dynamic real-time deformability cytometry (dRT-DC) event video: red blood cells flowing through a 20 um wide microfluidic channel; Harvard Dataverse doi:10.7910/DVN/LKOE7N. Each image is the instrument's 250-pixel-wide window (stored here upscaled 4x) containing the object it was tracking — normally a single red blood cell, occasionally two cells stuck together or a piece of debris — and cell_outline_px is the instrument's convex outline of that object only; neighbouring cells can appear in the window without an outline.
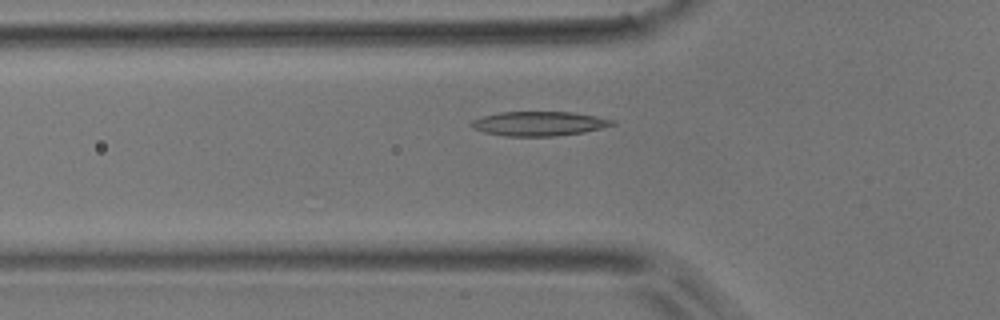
{"species": "common noctule bat (a hibernating species)", "species_latin": "Nyctalus noctula", "temperature_condition": "room temperature", "stored_images_in_passage": 37, "camera_frame_rate_fps": 3000, "um_per_image_px": 0.085, "animal": {"sex": "male", "body_mass_g": 17.9}, "frame": {"image": 1, "passage_image": 6, "time_ms": 1.667, "image_size_px": [1000, 320], "cell_outline_px": [[616, 124], [584, 132], [556, 136], [504, 136], [484, 132], [472, 128], [468, 124], [472, 120], [484, 116], [500, 112], [572, 112], [596, 116], [616, 120]], "centroid_in_image_um": [45.81, 10.51], "position_along_channel_um": 80.0, "area_um2": 20.06}}
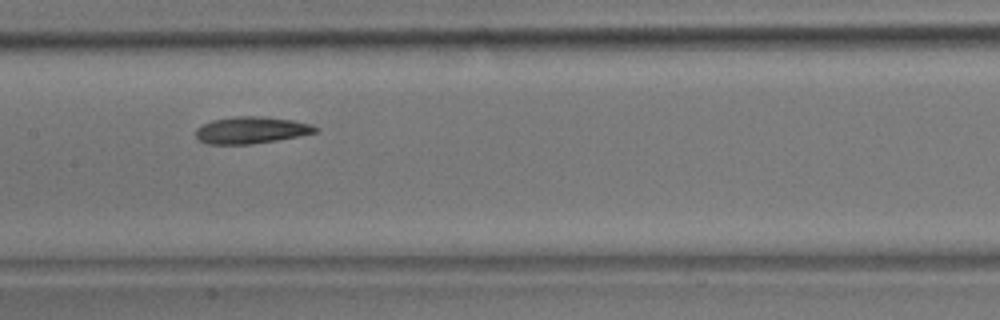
{"frame": {"image": 2, "passage_image": 14, "time_ms": 4.333, "image_size_px": [1000, 320], "cell_outline_px": [[320, 128], [316, 132], [300, 136], [252, 144], [208, 144], [200, 140], [196, 136], [196, 128], [212, 120], [236, 116], [264, 116], [292, 120], [312, 124]], "centroid_in_image_um": [21.38, 11.05], "position_along_channel_um": 186.0, "area_um2": 18.73}}
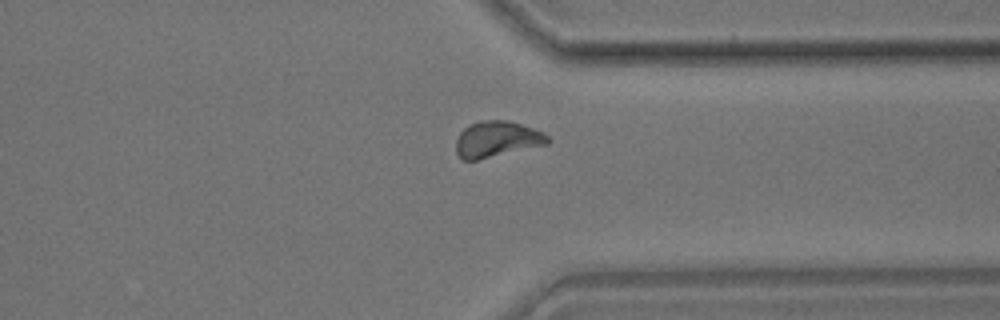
{"frame": {"image": 3, "passage_image": 28, "time_ms": 9.0, "image_size_px": [1000, 320], "cell_outline_px": [[552, 140], [548, 144], [476, 160], [464, 160], [456, 152], [456, 140], [460, 132], [468, 124], [480, 120], [508, 120], [544, 132]], "centroid_in_image_um": [42.24, 11.82], "position_along_channel_um": 369.2, "area_um2": 19.25}}